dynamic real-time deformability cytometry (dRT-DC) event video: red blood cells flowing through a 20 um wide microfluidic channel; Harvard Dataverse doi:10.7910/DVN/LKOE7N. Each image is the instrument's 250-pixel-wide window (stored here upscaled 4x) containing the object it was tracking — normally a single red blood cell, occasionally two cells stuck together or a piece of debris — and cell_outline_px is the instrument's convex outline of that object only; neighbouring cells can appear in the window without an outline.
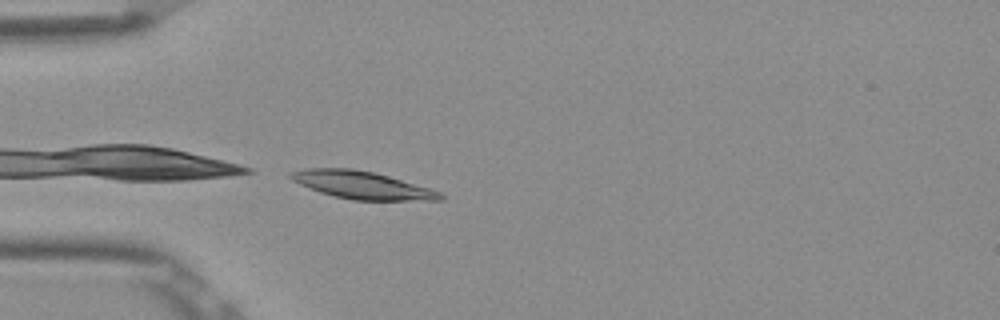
{"species": "Egyptian fruit bat (a non-hibernating species)", "species_latin": "Rousettus aegyptiacus", "temperature_condition": "room temperature", "stored_images_in_passage": 5, "camera_frame_rate_fps": 3000, "um_per_image_px": 0.085, "frame": {"image": 1, "passage_image": 5, "time_ms": 1.333, "image_size_px": [1000, 320], "cell_outline_px": [[444, 200], [352, 200], [320, 192], [300, 184], [292, 180], [288, 176], [288, 172], [304, 168], [352, 168], [372, 172], [388, 176], [428, 188], [440, 192], [444, 196]], "centroid_in_image_um": [30.72, 15.72], "position_along_channel_um": 54.3, "area_um2": 23.81}}